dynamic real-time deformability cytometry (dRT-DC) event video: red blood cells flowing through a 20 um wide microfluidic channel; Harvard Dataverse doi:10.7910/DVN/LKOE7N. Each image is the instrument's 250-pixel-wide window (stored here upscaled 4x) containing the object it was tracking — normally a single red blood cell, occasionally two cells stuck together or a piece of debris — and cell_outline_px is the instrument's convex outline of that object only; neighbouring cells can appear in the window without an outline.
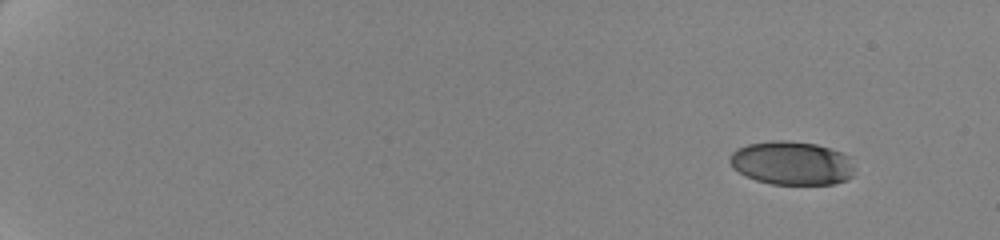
{"species": "human", "species_latin": "Homo sapiens", "temperature_condition": "cold", "stored_images_in_passage": 37, "camera_frame_rate_fps": 3000, "um_per_image_px": 0.085, "donor": {"sex": "female"}, "frame": {"image": 1, "passage_image": 1, "time_ms": 0.0, "image_size_px": [1000, 240], "cell_outline_px": [[856, 168], [852, 176], [844, 180], [832, 184], [772, 184], [756, 180], [732, 168], [728, 160], [728, 156], [736, 148], [748, 144], [772, 140], [788, 140], [816, 144], [852, 156]], "centroid_in_image_um": [67.31, 13.85], "position_along_channel_um": 17.7, "area_um2": 32.08}}
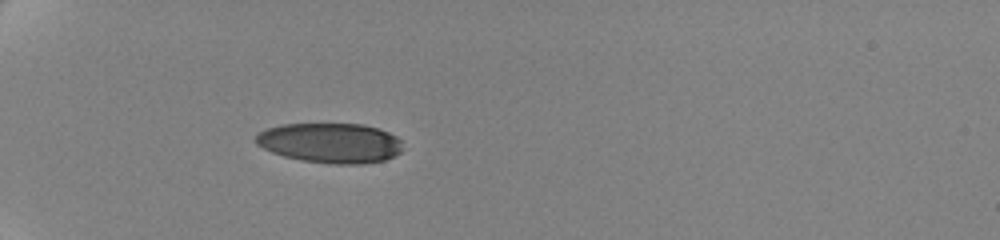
{"frame": {"image": 2, "passage_image": 26, "time_ms": 5.333, "image_size_px": [1000, 240], "cell_outline_px": [[400, 152], [396, 156], [384, 160], [364, 164], [332, 164], [300, 160], [284, 156], [272, 152], [256, 144], [252, 140], [260, 132], [268, 128], [280, 124], [364, 124], [388, 132], [396, 136], [400, 140]], "centroid_in_image_um": [28.06, 12.15], "position_along_channel_um": 56.9, "area_um2": 34.28}}
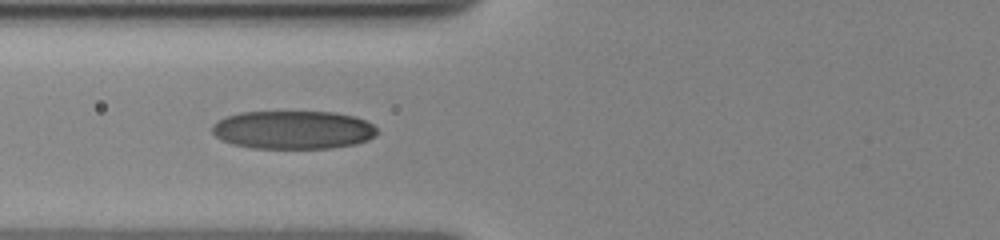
{"frame": {"image": 3, "passage_image": 36, "time_ms": 7.333, "image_size_px": [1000, 240], "cell_outline_px": [[380, 132], [376, 136], [368, 140], [356, 144], [328, 148], [252, 148], [232, 144], [220, 140], [212, 132], [212, 124], [216, 120], [240, 112], [332, 112], [356, 116], [372, 124]], "centroid_in_image_um": [24.92, 11.04], "position_along_channel_um": 100.9, "area_um2": 37.11}}